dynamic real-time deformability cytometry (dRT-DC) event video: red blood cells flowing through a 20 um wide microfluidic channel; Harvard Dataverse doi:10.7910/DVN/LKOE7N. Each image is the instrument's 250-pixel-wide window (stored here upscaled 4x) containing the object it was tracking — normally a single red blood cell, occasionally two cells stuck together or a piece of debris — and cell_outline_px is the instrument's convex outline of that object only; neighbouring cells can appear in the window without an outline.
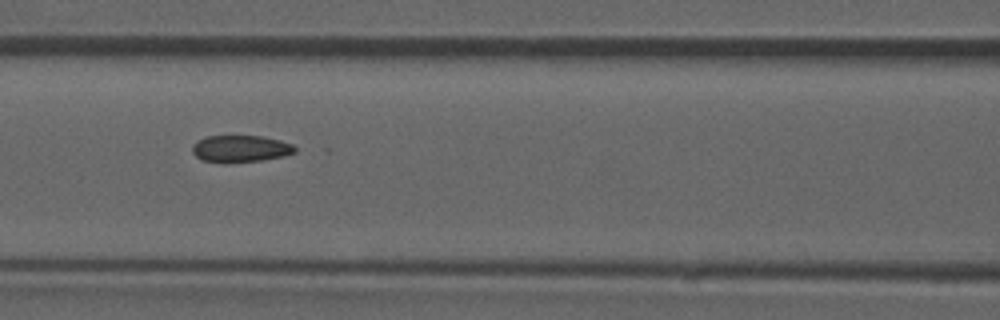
{"species": "common noctule bat (a hibernating species)", "species_latin": "Nyctalus noctula", "temperature_condition": "room temperature", "stored_images_in_passage": 53, "camera_frame_rate_fps": 3000, "um_per_image_px": 0.085, "animal": {"sex": "male", "forearm_length_mm": 52.5}, "frame": {"image": 1, "passage_image": 23, "time_ms": 7.333, "image_size_px": [1000, 320], "cell_outline_px": [[296, 152], [284, 156], [260, 160], [224, 164], [220, 164], [200, 160], [192, 152], [192, 144], [208, 136], [264, 136], [280, 140], [292, 144], [296, 148]], "centroid_in_image_um": [20.42, 12.66], "position_along_channel_um": 146.2, "area_um2": 16.36}, "authors_computed_cell_mechanics": {"area_um2": 16.8198, "velocity_mm_per_s": 3.8691, "shape_relaxation_time_tau1_ms": null, "shape_relaxation_time_tau2_ms": 1.981, "deformation_change_tau1": null, "deformation_change_tau2": 0.0704}}